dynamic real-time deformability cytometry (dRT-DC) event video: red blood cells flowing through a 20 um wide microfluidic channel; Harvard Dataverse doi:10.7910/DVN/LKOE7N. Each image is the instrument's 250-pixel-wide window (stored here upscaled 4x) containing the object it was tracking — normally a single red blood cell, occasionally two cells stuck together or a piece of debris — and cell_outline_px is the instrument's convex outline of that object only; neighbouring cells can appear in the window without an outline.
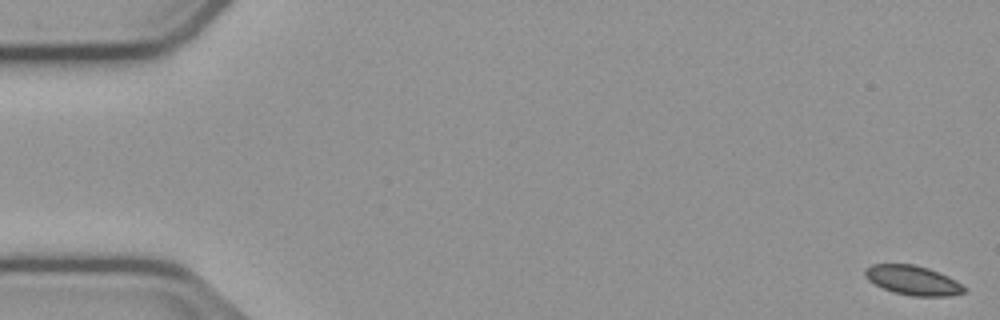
{"species": "common noctule bat (a hibernating species)", "species_latin": "Nyctalus noctula", "temperature_condition": "cold", "stored_images_in_passage": 55, "camera_frame_rate_fps": 3000, "um_per_image_px": 0.085, "animal": {"sex": "male", "body_mass_g": 23.1, "forearm_length_mm": 52.7}, "frame": {"image": 1, "passage_image": 1, "time_ms": 0.0, "image_size_px": [1000, 320], "cell_outline_px": [[968, 288], [964, 292], [948, 296], [912, 296], [896, 292], [884, 288], [868, 280], [864, 276], [864, 268], [872, 264], [916, 264], [928, 268], [948, 276], [956, 280]], "centroid_in_image_um": [77.6, 23.81], "position_along_channel_um": 7.4, "area_um2": 16.99}}
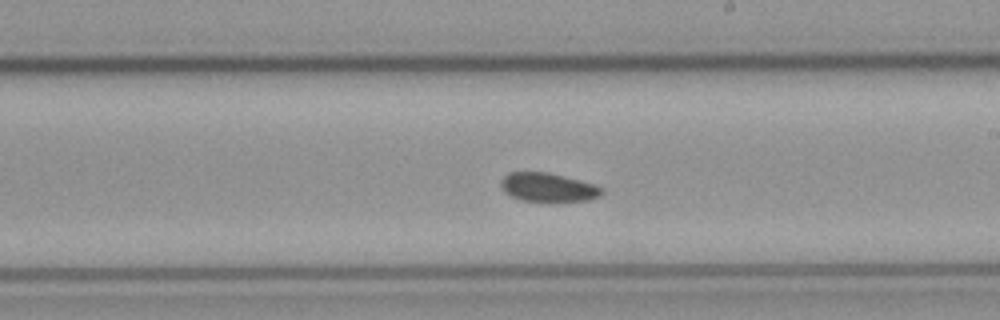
{"frame": {"image": 2, "passage_image": 32, "time_ms": 10.333, "image_size_px": [1000, 320], "cell_outline_px": [[604, 192], [600, 196], [588, 200], [548, 204], [520, 200], [504, 192], [500, 184], [500, 180], [508, 172], [548, 172], [596, 184], [604, 188]], "centroid_in_image_um": [46.61, 15.96], "position_along_channel_um": 242.4, "area_um2": 17.74}}
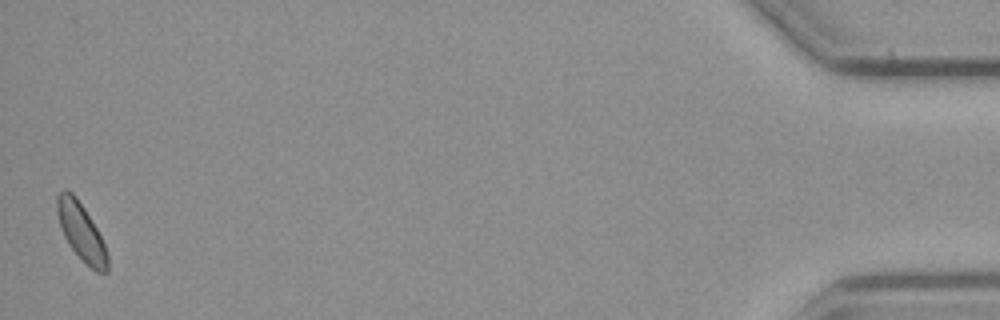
{"frame": {"image": 3, "passage_image": 55, "time_ms": 18.0, "image_size_px": [1000, 320], "cell_outline_px": [[108, 272], [96, 272], [68, 244], [64, 236], [56, 212], [56, 196], [64, 188], [68, 188], [76, 196], [84, 208], [96, 228], [104, 244], [108, 256]], "centroid_in_image_um": [6.88, 19.65], "position_along_channel_um": 428.3, "area_um2": 16.59}, "authors_computed_cell_mechanics": {"area_um2": 17.2822, "velocity_mm_per_s": 3.7189, "shape_relaxation_time_tau1_ms": null, "shape_relaxation_time_tau2_ms": 7.3305, "deformation_change_tau1": null, "deformation_change_tau2": 0.0836}}